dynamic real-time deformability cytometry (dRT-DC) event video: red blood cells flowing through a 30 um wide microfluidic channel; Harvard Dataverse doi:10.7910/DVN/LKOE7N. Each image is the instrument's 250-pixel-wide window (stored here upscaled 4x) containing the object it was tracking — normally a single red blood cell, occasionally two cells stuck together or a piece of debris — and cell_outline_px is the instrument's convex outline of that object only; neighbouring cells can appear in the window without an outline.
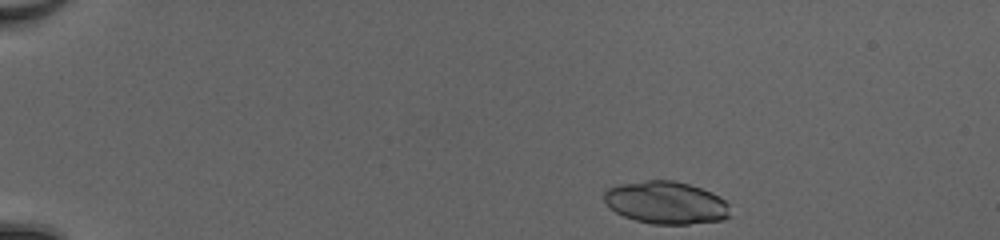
{"species": "common noctule bat (a hibernating species)", "species_latin": "Nyctalus noctula", "temperature_condition": "cold", "stored_images_in_passage": 43, "camera_frame_rate_fps": 3000, "um_per_image_px": 0.085, "animal": {"sex": "female", "body_mass_g": 20.0, "forearm_length_mm": 54.0}, "frame": {"image": 1, "passage_image": 1, "time_ms": 0.0, "image_size_px": [1000, 240], "cell_outline_px": [[732, 216], [724, 220], [688, 224], [652, 224], [636, 220], [624, 216], [616, 212], [604, 200], [604, 192], [608, 188], [620, 184], [648, 180], [676, 180], [712, 192], [720, 196], [728, 204]], "centroid_in_image_um": [56.66, 17.23], "position_along_channel_um": 28.3, "area_um2": 31.33}}